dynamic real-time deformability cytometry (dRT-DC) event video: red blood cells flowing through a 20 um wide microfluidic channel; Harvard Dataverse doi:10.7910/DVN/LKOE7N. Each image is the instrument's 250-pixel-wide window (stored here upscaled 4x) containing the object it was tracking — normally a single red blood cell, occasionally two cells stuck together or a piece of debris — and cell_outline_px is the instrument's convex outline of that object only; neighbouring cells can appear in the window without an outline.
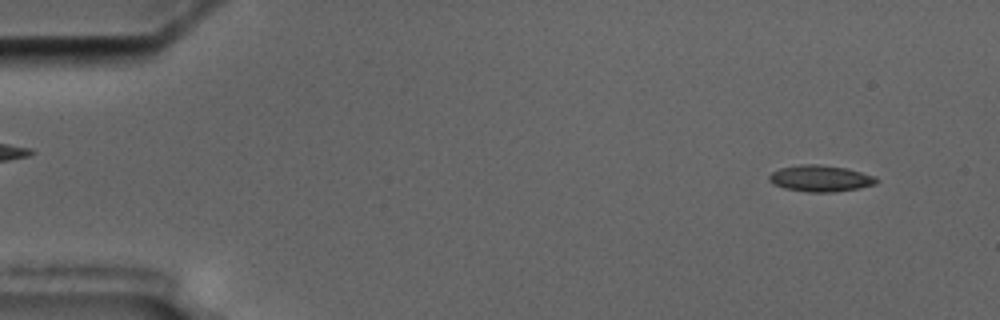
{"species": "common noctule bat (a hibernating species)", "species_latin": "Nyctalus noctula", "temperature_condition": "cold", "stored_images_in_passage": 6, "camera_frame_rate_fps": 3000, "um_per_image_px": 0.085, "animal": {"sex": "male", "body_mass_g": 17.5, "forearm_length_mm": 52.3}, "frame": {"image": 1, "passage_image": 2, "time_ms": 1.333, "image_size_px": [1000, 320], "cell_outline_px": [[880, 180], [876, 184], [860, 188], [832, 192], [808, 192], [784, 188], [772, 184], [768, 180], [768, 176], [772, 172], [780, 168], [800, 164], [820, 164], [848, 168], [876, 176]], "centroid_in_image_um": [69.75, 15.16], "position_along_channel_um": 15.2, "area_um2": 16.76}}
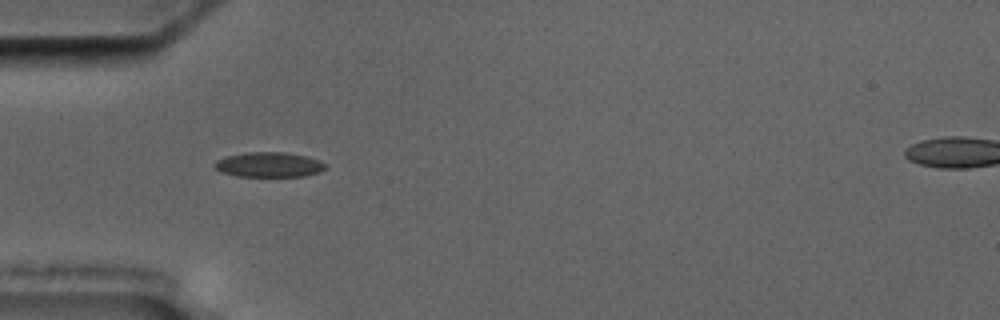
{"frame": {"image": 2, "passage_image": 5, "time_ms": 5.667, "image_size_px": [1000, 320], "cell_outline_px": [[324, 168], [320, 172], [304, 176], [236, 176], [220, 172], [216, 168], [216, 160], [224, 156], [244, 152], [284, 152], [304, 156], [320, 160], [324, 164]], "centroid_in_image_um": [22.82, 13.99], "position_along_channel_um": 62.2, "area_um2": 16.01}}
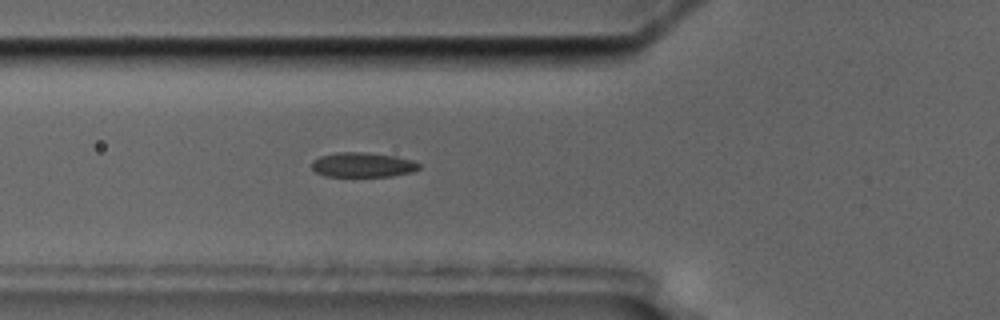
{"frame": {"image": 3, "passage_image": 6, "time_ms": 6.667, "image_size_px": [1000, 320], "cell_outline_px": [[420, 168], [412, 172], [392, 176], [328, 176], [316, 172], [312, 168], [312, 160], [320, 156], [336, 152], [368, 152], [396, 156], [412, 160], [420, 164]], "centroid_in_image_um": [30.84, 14.0], "position_along_channel_um": 95.0, "area_um2": 15.49}}